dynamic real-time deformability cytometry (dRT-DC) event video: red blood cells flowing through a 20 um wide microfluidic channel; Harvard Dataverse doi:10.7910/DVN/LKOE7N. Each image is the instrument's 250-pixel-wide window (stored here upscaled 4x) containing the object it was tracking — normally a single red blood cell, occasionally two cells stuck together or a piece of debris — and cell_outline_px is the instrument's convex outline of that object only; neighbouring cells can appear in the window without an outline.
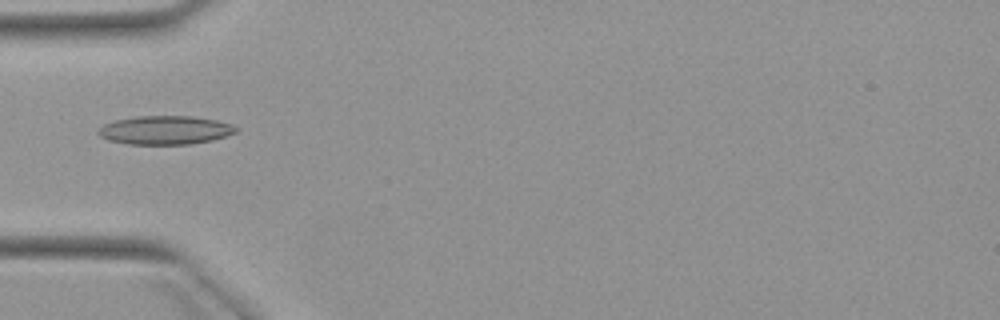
{"species": "Egyptian fruit bat (a non-hibernating species)", "species_latin": "Rousettus aegyptiacus", "temperature_condition": "warm", "stored_images_in_passage": 5, "camera_frame_rate_fps": 3000, "um_per_image_px": 0.085, "animal": {"sex": "female"}, "frame": {"image": 1, "passage_image": 5, "time_ms": 4.667, "image_size_px": [1000, 320], "cell_outline_px": [[236, 132], [212, 140], [192, 144], [128, 144], [108, 140], [100, 136], [96, 132], [104, 124], [116, 120], [136, 116], [192, 116], [216, 120], [232, 124], [236, 128]], "centroid_in_image_um": [14.02, 11.06], "position_along_channel_um": 71.0, "area_um2": 22.89}}